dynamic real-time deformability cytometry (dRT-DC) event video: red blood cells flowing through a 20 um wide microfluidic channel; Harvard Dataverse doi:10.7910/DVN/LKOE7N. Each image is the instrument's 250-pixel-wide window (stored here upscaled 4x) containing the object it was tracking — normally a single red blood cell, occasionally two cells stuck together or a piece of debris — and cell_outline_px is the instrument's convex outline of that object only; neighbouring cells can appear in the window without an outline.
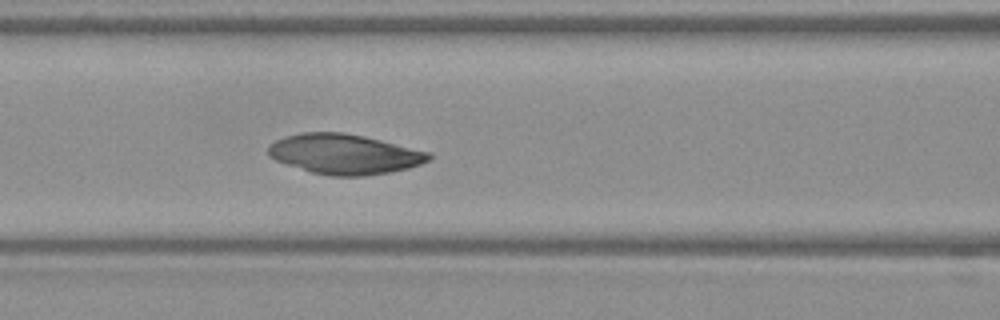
{"species": "Egyptian fruit bat (a non-hibernating species)", "species_latin": "Rousettus aegyptiacus", "temperature_condition": "warm", "stored_images_in_passage": 54, "camera_frame_rate_fps": 3000, "um_per_image_px": 0.085, "frame": {"image": 1, "passage_image": 23, "time_ms": 7.333, "image_size_px": [1000, 320], "cell_outline_px": [[432, 156], [428, 160], [420, 164], [408, 168], [392, 172], [364, 176], [332, 176], [312, 172], [276, 160], [268, 156], [268, 144], [284, 136], [300, 132], [344, 132], [364, 136], [432, 152]], "centroid_in_image_um": [29.28, 13.09], "position_along_channel_um": 137.3, "area_um2": 37.57}}
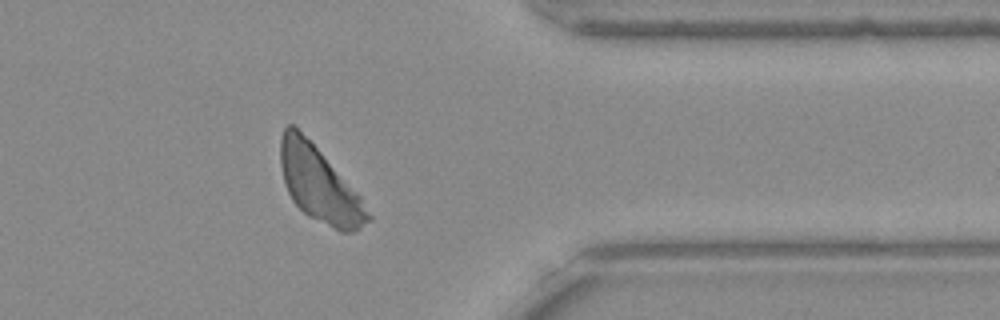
{"frame": {"image": 2, "passage_image": 44, "time_ms": 14.333, "image_size_px": [1000, 320], "cell_outline_px": [[372, 220], [360, 228], [352, 232], [340, 232], [308, 216], [292, 200], [284, 184], [280, 164], [280, 136], [284, 128], [288, 124], [292, 124], [320, 152], [360, 196], [372, 216]], "centroid_in_image_um": [27.13, 15.72], "position_along_channel_um": 384.3, "area_um2": 37.69}}
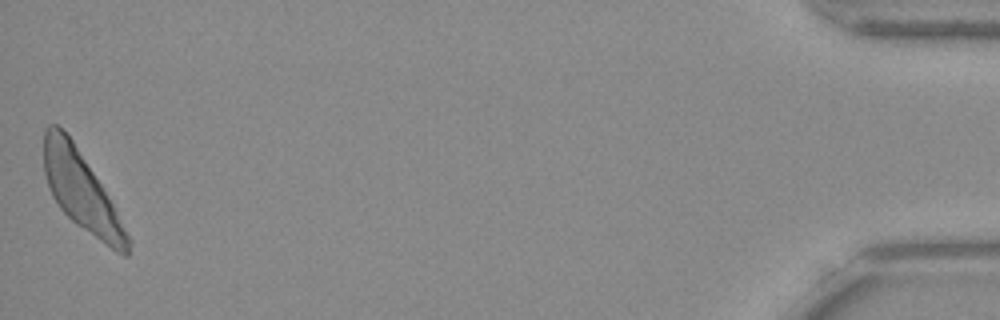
{"frame": {"image": 3, "passage_image": 54, "time_ms": 17.667, "image_size_px": [1000, 320], "cell_outline_px": [[132, 240], [128, 256], [124, 256], [116, 252], [76, 224], [60, 208], [52, 196], [48, 188], [44, 172], [44, 128], [48, 124], [56, 124], [72, 140], [100, 184], [112, 204]], "centroid_in_image_um": [6.91, 16.28], "position_along_channel_um": 428.3, "area_um2": 37.69}}